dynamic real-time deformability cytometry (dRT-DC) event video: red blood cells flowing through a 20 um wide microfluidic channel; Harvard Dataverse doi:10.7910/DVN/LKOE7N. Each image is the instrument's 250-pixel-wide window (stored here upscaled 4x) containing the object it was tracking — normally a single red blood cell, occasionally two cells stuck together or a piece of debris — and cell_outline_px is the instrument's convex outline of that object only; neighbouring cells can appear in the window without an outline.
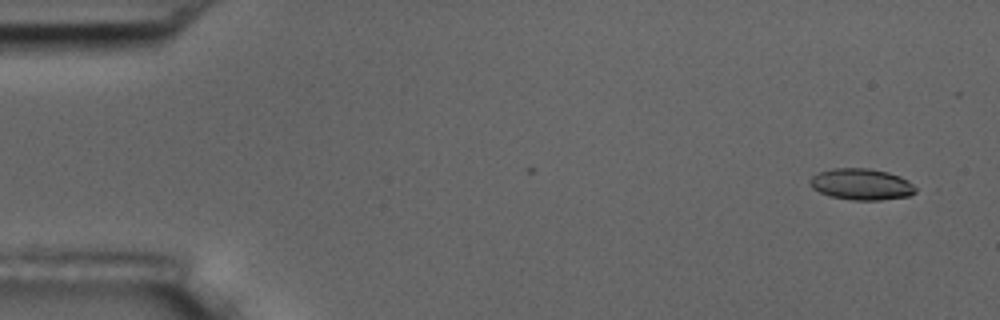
{"species": "common noctule bat (a hibernating species)", "species_latin": "Nyctalus noctula", "temperature_condition": "room temperature", "stored_images_in_passage": 5, "camera_frame_rate_fps": 3000, "um_per_image_px": 0.085, "animal": {"sex": "male", "body_mass_g": 17.5, "forearm_length_mm": 52.3}, "frame": {"image": 1, "passage_image": 1, "time_ms": 0.0, "image_size_px": [1000, 320], "cell_outline_px": [[920, 188], [916, 192], [908, 196], [880, 200], [852, 200], [828, 196], [812, 188], [808, 184], [808, 180], [812, 176], [820, 172], [832, 168], [868, 168], [888, 172], [900, 176], [908, 180]], "centroid_in_image_um": [73.23, 15.66], "position_along_channel_um": 11.8, "area_um2": 19.59}}
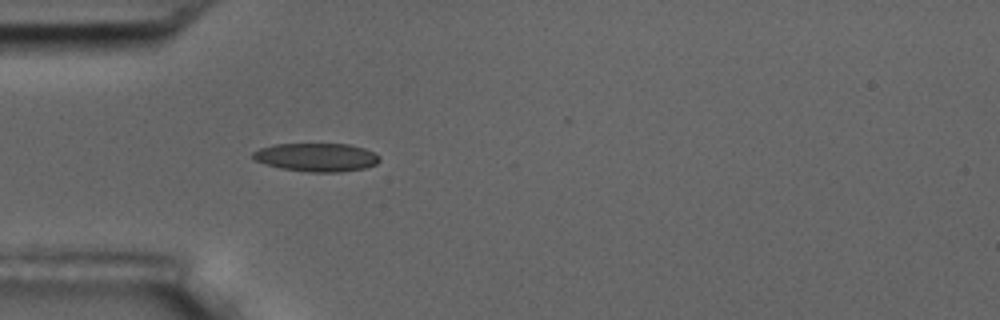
{"frame": {"image": 2, "passage_image": 5, "time_ms": 4.667, "image_size_px": [1000, 320], "cell_outline_px": [[380, 160], [376, 164], [364, 168], [340, 172], [308, 172], [284, 168], [252, 160], [252, 152], [260, 148], [272, 144], [348, 144], [364, 148], [376, 152], [380, 156]], "centroid_in_image_um": [26.92, 13.36], "position_along_channel_um": 58.1, "area_um2": 20.98}}